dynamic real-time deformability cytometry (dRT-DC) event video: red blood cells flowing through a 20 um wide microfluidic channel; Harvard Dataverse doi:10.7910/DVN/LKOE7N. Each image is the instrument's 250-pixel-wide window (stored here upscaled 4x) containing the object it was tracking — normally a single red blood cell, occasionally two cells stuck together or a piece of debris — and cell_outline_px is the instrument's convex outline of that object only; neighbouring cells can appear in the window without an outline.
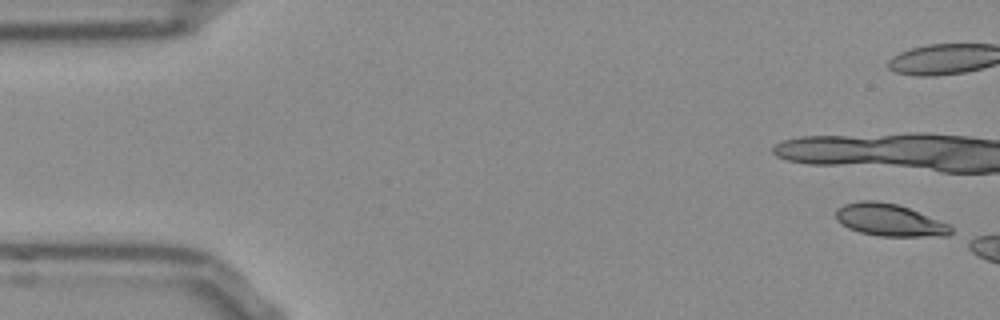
{"species": "Egyptian fruit bat (a non-hibernating species)", "species_latin": "Rousettus aegyptiacus", "temperature_condition": "room temperature", "stored_images_in_passage": 18, "camera_frame_rate_fps": 3000, "um_per_image_px": 0.085, "frame": {"image": 1, "passage_image": 1, "time_ms": 0.0, "image_size_px": [1000, 320], "cell_outline_px": [[952, 232], [948, 236], [880, 236], [860, 232], [848, 228], [840, 224], [836, 220], [836, 208], [844, 204], [860, 200], [876, 200], [896, 204], [908, 208], [948, 224], [952, 228]], "centroid_in_image_um": [75.55, 18.7], "position_along_channel_um": 9.4, "area_um2": 21.56}}